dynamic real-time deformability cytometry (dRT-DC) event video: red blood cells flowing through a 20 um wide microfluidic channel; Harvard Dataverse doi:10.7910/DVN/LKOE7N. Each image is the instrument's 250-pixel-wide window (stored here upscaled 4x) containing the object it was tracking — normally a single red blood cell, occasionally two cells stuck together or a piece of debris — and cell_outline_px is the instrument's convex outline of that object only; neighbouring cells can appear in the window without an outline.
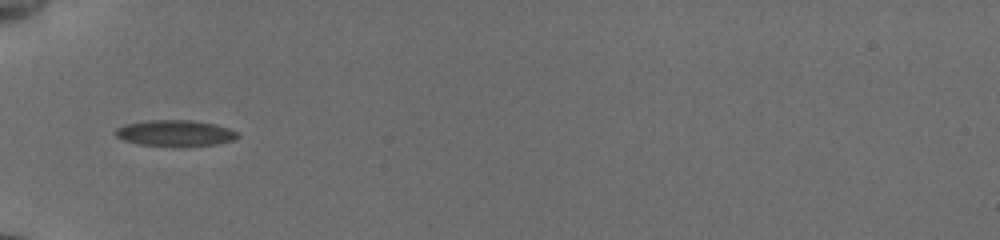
{"species": "common noctule bat (a hibernating species)", "species_latin": "Nyctalus noctula", "temperature_condition": "cold", "stored_images_in_passage": 35, "camera_frame_rate_fps": 3000, "um_per_image_px": 0.085, "animal": {"sex": "female", "body_mass_g": 19.5, "forearm_length_mm": 54.1}, "frame": {"image": 1, "passage_image": 1, "time_ms": 0.0, "image_size_px": [1000, 240], "cell_outline_px": [[240, 136], [236, 140], [216, 144], [180, 148], [176, 148], [140, 144], [124, 140], [116, 136], [116, 128], [124, 124], [148, 120], [192, 120], [216, 124], [228, 128], [236, 132]], "centroid_in_image_um": [14.92, 11.34], "position_along_channel_um": 70.1, "area_um2": 19.07}}
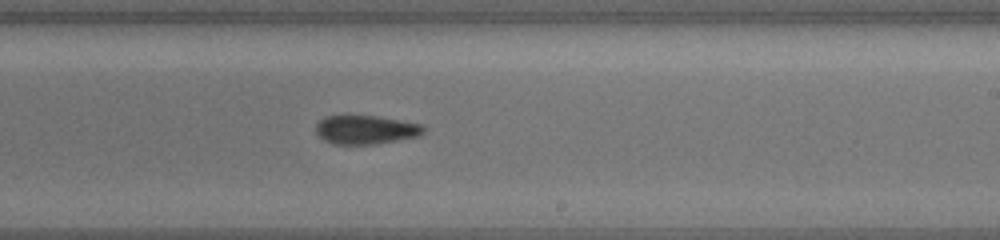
{"frame": {"image": 2, "passage_image": 16, "time_ms": 5.0, "image_size_px": [1000, 240], "cell_outline_px": [[424, 132], [420, 136], [372, 144], [332, 144], [324, 140], [316, 132], [316, 124], [324, 116], [348, 112], [376, 116], [400, 120], [420, 124], [424, 128]], "centroid_in_image_um": [31.01, 10.97], "position_along_channel_um": 258.0, "area_um2": 18.61}}
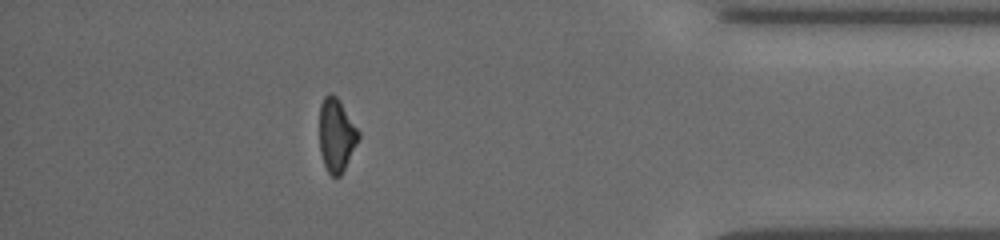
{"frame": {"image": 3, "passage_image": 30, "time_ms": 9.667, "image_size_px": [1000, 240], "cell_outline_px": [[360, 136], [340, 176], [332, 176], [328, 172], [324, 164], [320, 152], [320, 104], [324, 96], [328, 92], [332, 92], [336, 96], [360, 132]], "centroid_in_image_um": [28.58, 11.45], "position_along_channel_um": 406.6, "area_um2": 16.42}, "authors_computed_cell_mechanics": {"area_um2": 18.0336, "velocity_mm_per_s": 3.8369, "shape_relaxation_time_tau1_ms": 9.5931, "shape_relaxation_time_tau2_ms": 5.6065, "deformation_change_tau1": 0.1834, "deformation_change_tau2": 0.1029}}